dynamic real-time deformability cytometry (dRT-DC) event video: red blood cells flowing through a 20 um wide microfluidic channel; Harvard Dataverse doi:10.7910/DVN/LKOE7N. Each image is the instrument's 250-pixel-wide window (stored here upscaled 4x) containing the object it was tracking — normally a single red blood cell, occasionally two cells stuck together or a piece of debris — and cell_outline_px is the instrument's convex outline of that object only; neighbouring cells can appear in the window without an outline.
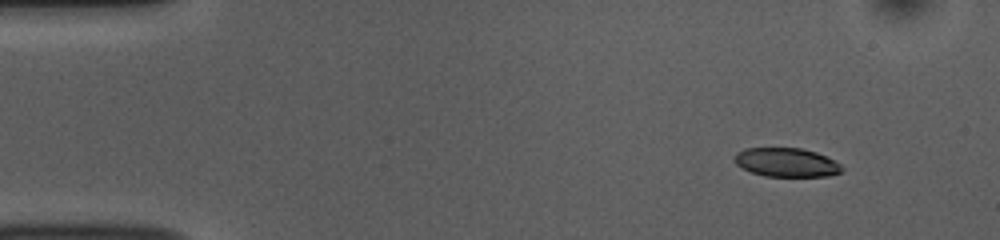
{"species": "common noctule bat (a hibernating species)", "species_latin": "Nyctalus noctula", "temperature_condition": "room temperature", "stored_images_in_passage": 48, "camera_frame_rate_fps": 3000, "um_per_image_px": 0.085, "animal": {"sex": "female", "body_mass_g": 10.0, "forearm_length_mm": 53.1}, "frame": {"image": 1, "passage_image": 1, "time_ms": 0.0, "image_size_px": [1000, 240], "cell_outline_px": [[844, 168], [840, 172], [828, 176], [764, 176], [752, 172], [736, 164], [732, 156], [736, 152], [744, 148], [800, 148], [816, 152], [840, 164]], "centroid_in_image_um": [66.81, 13.8], "position_along_channel_um": 18.2, "area_um2": 17.98}}
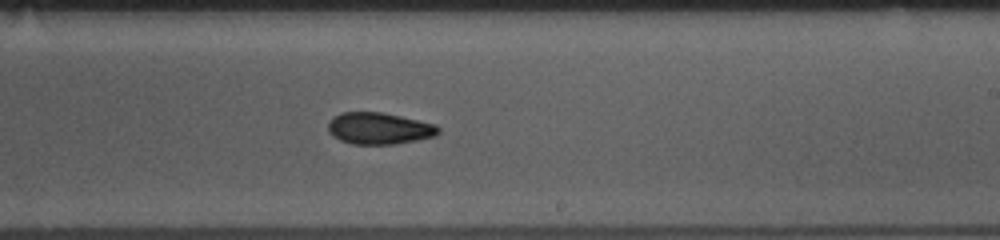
{"frame": {"image": 2, "passage_image": 27, "time_ms": 8.667, "image_size_px": [1000, 240], "cell_outline_px": [[440, 132], [436, 136], [396, 144], [352, 144], [340, 140], [332, 136], [328, 132], [328, 120], [332, 116], [340, 112], [380, 112], [400, 116], [436, 124], [440, 128]], "centroid_in_image_um": [32.2, 10.91], "position_along_channel_um": 256.8, "area_um2": 20.58}}
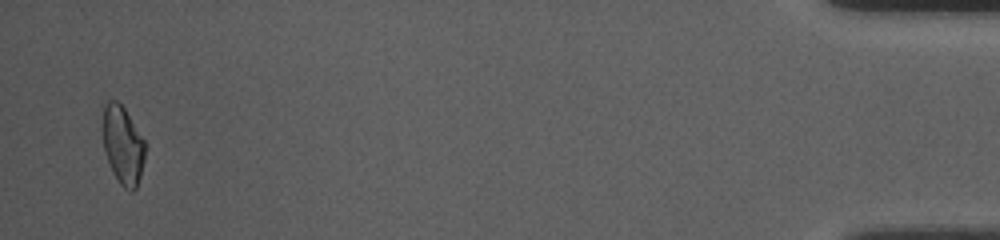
{"frame": {"image": 3, "passage_image": 47, "time_ms": 15.333, "image_size_px": [1000, 240], "cell_outline_px": [[144, 160], [140, 176], [136, 188], [132, 192], [124, 188], [120, 184], [112, 172], [104, 148], [100, 128], [104, 104], [108, 100], [116, 100], [124, 108], [144, 140]], "centroid_in_image_um": [10.39, 12.31], "position_along_channel_um": 424.8, "area_um2": 19.48}, "authors_computed_cell_mechanics": {"area_um2": 19.9121, "velocity_mm_per_s": 3.7859, "shape_relaxation_time_tau1_ms": 7.4842, "shape_relaxation_time_tau2_ms": 5.2535, "deformation_change_tau1": 0.1571, "deformation_change_tau2": 0.1203}}